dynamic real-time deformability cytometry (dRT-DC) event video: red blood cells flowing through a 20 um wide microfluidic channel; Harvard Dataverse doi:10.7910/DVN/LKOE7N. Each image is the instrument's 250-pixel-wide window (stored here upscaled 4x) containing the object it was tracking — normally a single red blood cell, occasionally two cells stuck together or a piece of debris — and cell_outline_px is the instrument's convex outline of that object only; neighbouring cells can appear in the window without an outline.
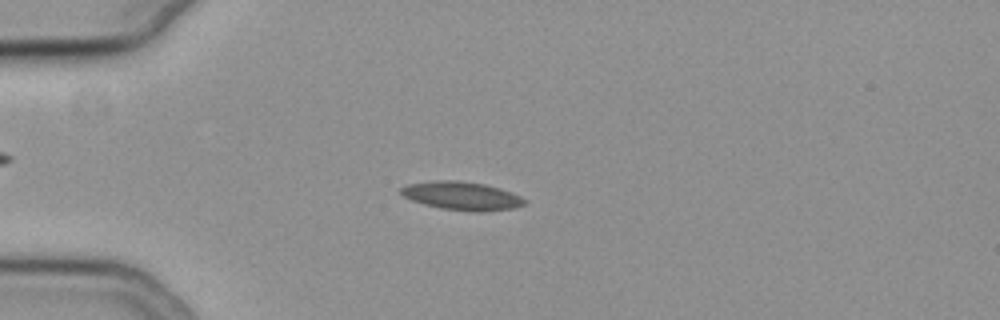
{"species": "common noctule bat (a hibernating species)", "species_latin": "Nyctalus noctula", "temperature_condition": "cold", "stored_images_in_passage": 56, "camera_frame_rate_fps": 3000, "um_per_image_px": 0.085, "animal": {"sex": "female", "body_mass_g": 19.3, "forearm_length_mm": 54.1}, "frame": {"image": 1, "passage_image": 15, "time_ms": 4.667, "image_size_px": [1000, 320], "cell_outline_px": [[528, 200], [524, 204], [512, 208], [484, 212], [472, 212], [440, 208], [424, 204], [412, 200], [404, 196], [400, 192], [400, 188], [408, 184], [436, 180], [456, 180], [484, 184], [500, 188], [512, 192]], "centroid_in_image_um": [39.27, 16.65], "position_along_channel_um": 45.7, "area_um2": 20.46}}
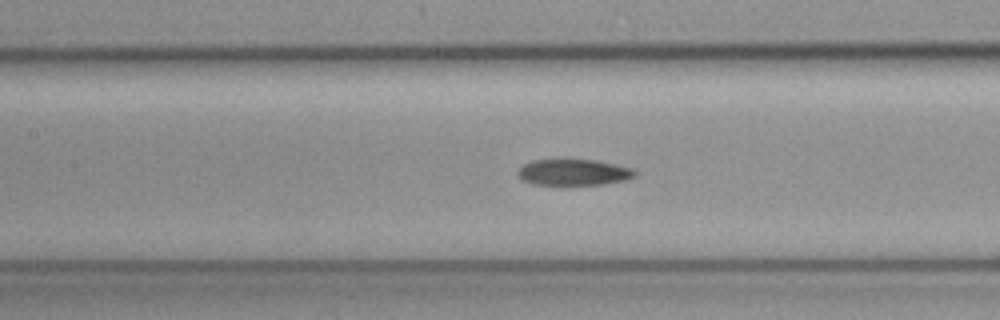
{"frame": {"image": 2, "passage_image": 26, "time_ms": 8.333, "image_size_px": [1000, 320], "cell_outline_px": [[636, 176], [628, 180], [604, 184], [560, 188], [532, 184], [524, 180], [516, 172], [524, 164], [532, 160], [560, 156], [564, 156], [596, 160], [616, 164], [632, 168], [636, 172]], "centroid_in_image_um": [48.72, 14.64], "position_along_channel_um": 158.7, "area_um2": 19.71}}
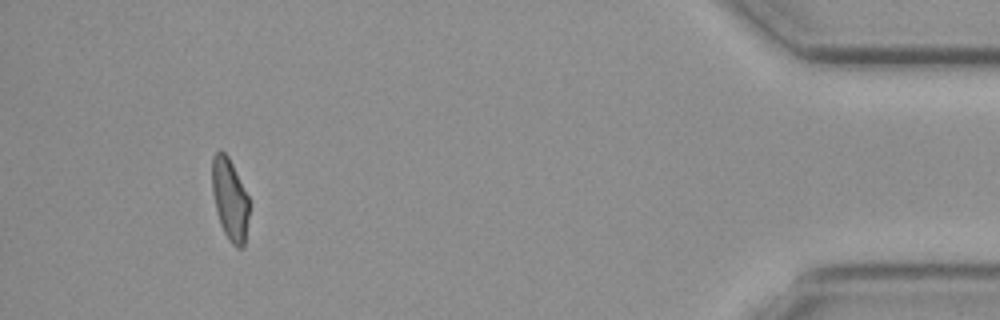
{"frame": {"image": 3, "passage_image": 52, "time_ms": 17.0, "image_size_px": [1000, 320], "cell_outline_px": [[248, 216], [244, 248], [236, 248], [228, 240], [220, 224], [212, 192], [212, 156], [216, 152], [224, 152], [228, 156], [248, 196]], "centroid_in_image_um": [19.53, 16.97], "position_along_channel_um": 415.7, "area_um2": 17.46}}